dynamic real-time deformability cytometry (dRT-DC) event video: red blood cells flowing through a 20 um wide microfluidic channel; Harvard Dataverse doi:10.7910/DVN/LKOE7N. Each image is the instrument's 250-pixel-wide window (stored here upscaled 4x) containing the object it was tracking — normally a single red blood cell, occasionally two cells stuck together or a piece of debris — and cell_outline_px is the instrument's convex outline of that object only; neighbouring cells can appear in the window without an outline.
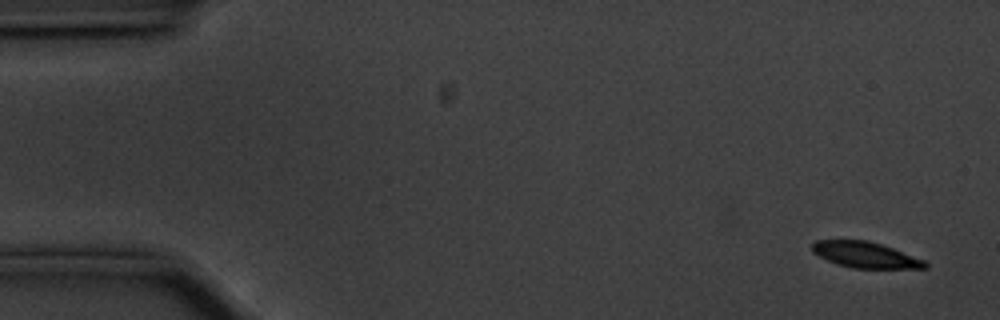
{"species": "common noctule bat (a hibernating species)", "species_latin": "Nyctalus noctula", "temperature_condition": "cold", "stored_images_in_passage": 55, "camera_frame_rate_fps": 3000, "um_per_image_px": 0.085, "animal": {"sex": "male", "body_mass_g": 20.1, "forearm_length_mm": 53.5}, "frame": {"image": 1, "passage_image": 1, "time_ms": 0.0, "image_size_px": [1000, 320], "cell_outline_px": [[928, 268], [852, 268], [836, 264], [812, 252], [812, 244], [816, 240], [868, 240], [892, 248], [924, 260], [928, 264]], "centroid_in_image_um": [73.54, 21.66], "position_along_channel_um": 11.5, "area_um2": 16.88}}
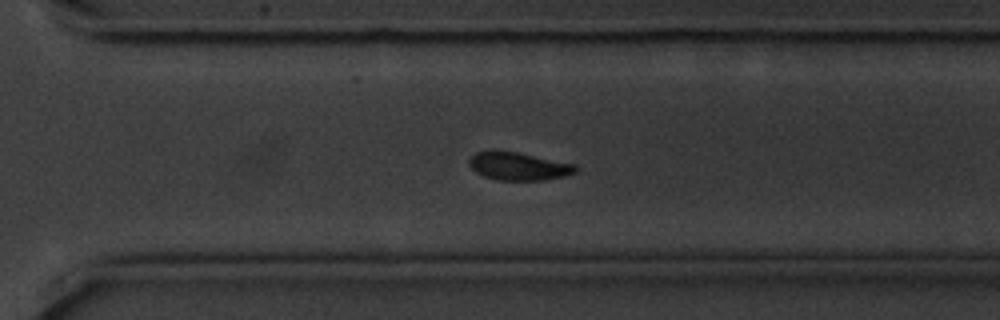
{"frame": {"image": 2, "passage_image": 38, "time_ms": 12.333, "image_size_px": [1000, 320], "cell_outline_px": [[576, 172], [564, 176], [544, 180], [496, 180], [484, 176], [476, 172], [468, 164], [468, 160], [476, 152], [516, 152], [576, 164]], "centroid_in_image_um": [44.09, 14.15], "position_along_channel_um": 326.5, "area_um2": 16.99}}
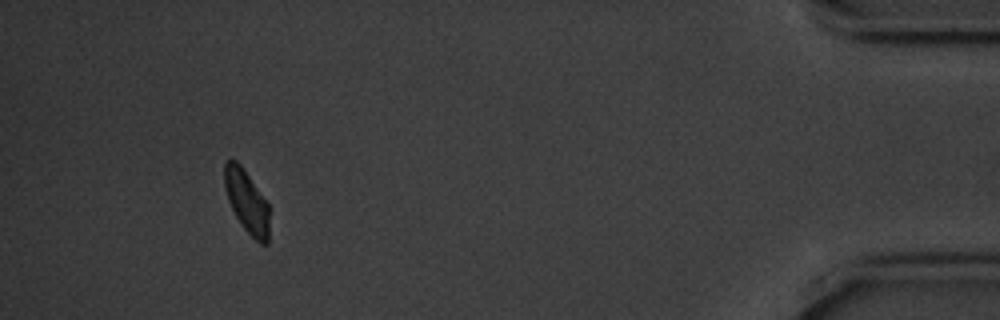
{"frame": {"image": 3, "passage_image": 51, "time_ms": 16.667, "image_size_px": [1000, 320], "cell_outline_px": [[268, 244], [260, 244], [244, 228], [236, 216], [228, 200], [224, 184], [224, 164], [228, 160], [236, 160], [240, 164], [268, 204]], "centroid_in_image_um": [20.96, 17.12], "position_along_channel_um": 414.2, "area_um2": 15.95}, "authors_computed_cell_mechanics": {"area_um2": 18.2648, "velocity_mm_per_s": 3.5113, "shape_relaxation_time_tau1_ms": 1.9892, "shape_relaxation_time_tau2_ms": null, "deformation_change_tau1": 0.0978, "deformation_change_tau2": null}}